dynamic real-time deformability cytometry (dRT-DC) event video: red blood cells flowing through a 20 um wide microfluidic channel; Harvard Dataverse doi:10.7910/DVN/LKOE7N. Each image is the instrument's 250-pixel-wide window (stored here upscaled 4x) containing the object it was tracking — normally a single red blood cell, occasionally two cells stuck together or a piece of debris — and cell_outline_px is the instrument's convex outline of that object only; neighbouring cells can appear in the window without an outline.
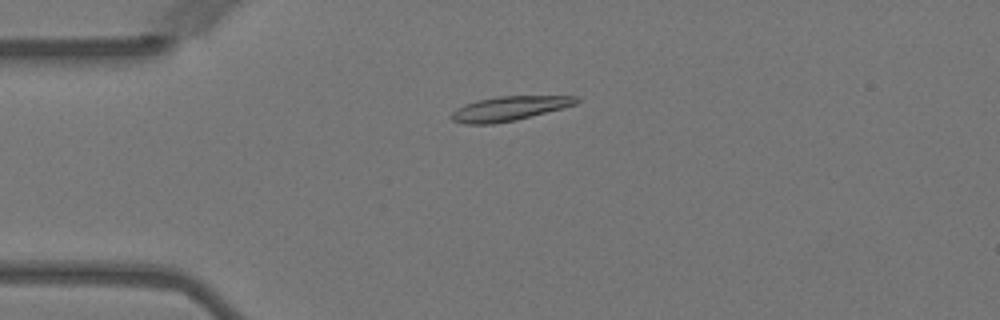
{"species": "Egyptian fruit bat (a non-hibernating species)", "species_latin": "Rousettus aegyptiacus", "temperature_condition": "warm", "stored_images_in_passage": 57, "camera_frame_rate_fps": 3000, "um_per_image_px": 0.085, "animal": {"sex": "female"}, "frame": {"image": 1, "passage_image": 14, "time_ms": 4.333, "image_size_px": [1000, 320], "cell_outline_px": [[580, 100], [576, 104], [516, 120], [492, 124], [464, 124], [452, 120], [448, 116], [456, 108], [480, 100], [500, 96], [576, 96]], "centroid_in_image_um": [43.25, 9.23], "position_along_channel_um": 41.7, "area_um2": 17.51}}
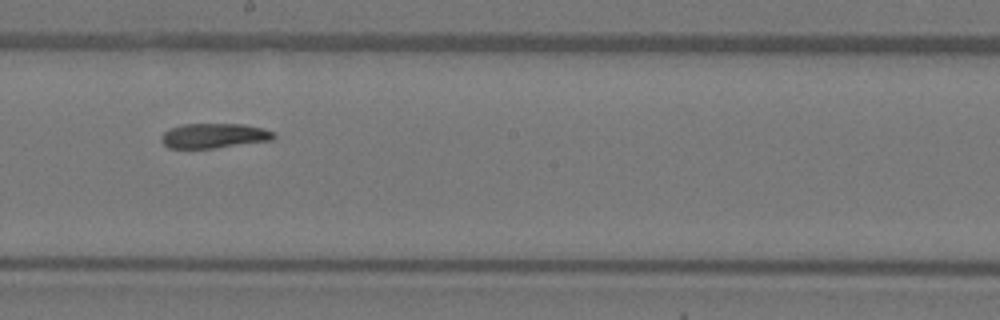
{"frame": {"image": 2, "passage_image": 32, "time_ms": 10.333, "image_size_px": [1000, 320], "cell_outline_px": [[276, 136], [272, 140], [212, 148], [168, 148], [160, 140], [160, 136], [164, 132], [172, 128], [184, 124], [244, 124], [264, 128], [276, 132]], "centroid_in_image_um": [18.22, 11.53], "position_along_channel_um": 230.0, "area_um2": 16.24}}
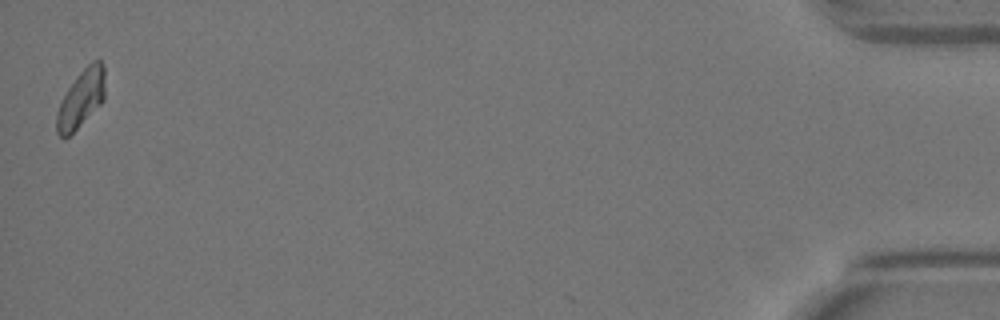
{"frame": {"image": 3, "passage_image": 57, "time_ms": 18.667, "image_size_px": [1000, 320], "cell_outline_px": [[104, 100], [64, 140], [56, 132], [56, 112], [68, 88], [76, 76], [92, 60], [100, 60], [104, 68]], "centroid_in_image_um": [6.88, 8.38], "position_along_channel_um": 428.3, "area_um2": 15.95}}